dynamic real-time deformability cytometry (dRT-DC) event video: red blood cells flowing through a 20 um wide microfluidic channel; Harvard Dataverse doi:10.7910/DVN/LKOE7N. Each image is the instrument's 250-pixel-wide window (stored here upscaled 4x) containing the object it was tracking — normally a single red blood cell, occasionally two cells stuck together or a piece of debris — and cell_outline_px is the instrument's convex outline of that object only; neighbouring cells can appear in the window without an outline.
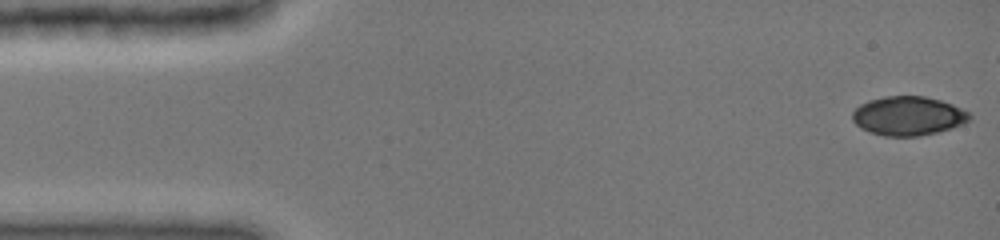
{"species": "common noctule bat (a hibernating species)", "species_latin": "Nyctalus noctula", "temperature_condition": "cold", "stored_images_in_passage": 43, "camera_frame_rate_fps": 3000, "um_per_image_px": 0.085, "animal": {"sex": "female", "body_mass_g": 19.0, "forearm_length_mm": 51.5}, "frame": {"image": 1, "passage_image": 1, "time_ms": 0.0, "image_size_px": [1000, 240], "cell_outline_px": [[972, 116], [964, 124], [952, 128], [920, 136], [884, 136], [860, 128], [852, 120], [852, 112], [860, 104], [868, 100], [884, 96], [924, 96], [940, 100], [952, 104], [968, 112]], "centroid_in_image_um": [77.18, 9.85], "position_along_channel_um": 7.8, "area_um2": 26.65}}
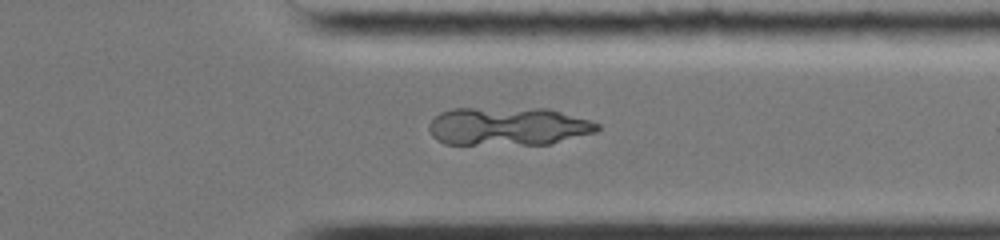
{"frame": {"image": 2, "passage_image": 37, "time_ms": 12.0, "image_size_px": [1000, 240], "cell_outline_px": [[600, 128], [596, 132], [548, 144], [444, 144], [436, 140], [432, 136], [428, 128], [428, 124], [440, 112], [452, 108], [548, 108], [588, 120], [600, 124]], "centroid_in_image_um": [43.15, 10.73], "position_along_channel_um": 368.3, "area_um2": 37.63}}
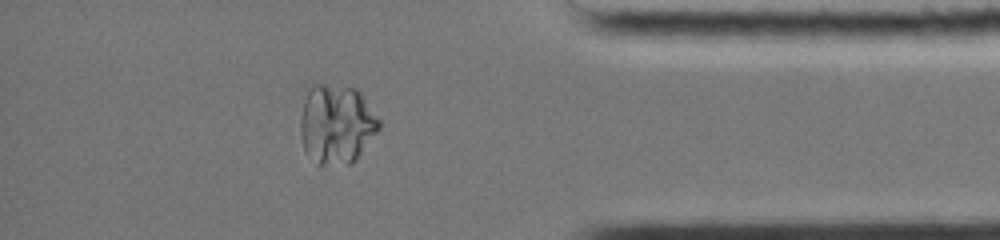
{"frame": {"image": 3, "passage_image": 41, "time_ms": 13.333, "image_size_px": [1000, 240], "cell_outline_px": [[380, 128], [356, 160], [352, 164], [316, 164], [304, 152], [300, 136], [300, 120], [304, 100], [312, 84], [324, 84], [356, 88], [360, 92], [380, 120]], "centroid_in_image_um": [28.59, 10.57], "position_along_channel_um": 406.6, "area_um2": 36.59}}